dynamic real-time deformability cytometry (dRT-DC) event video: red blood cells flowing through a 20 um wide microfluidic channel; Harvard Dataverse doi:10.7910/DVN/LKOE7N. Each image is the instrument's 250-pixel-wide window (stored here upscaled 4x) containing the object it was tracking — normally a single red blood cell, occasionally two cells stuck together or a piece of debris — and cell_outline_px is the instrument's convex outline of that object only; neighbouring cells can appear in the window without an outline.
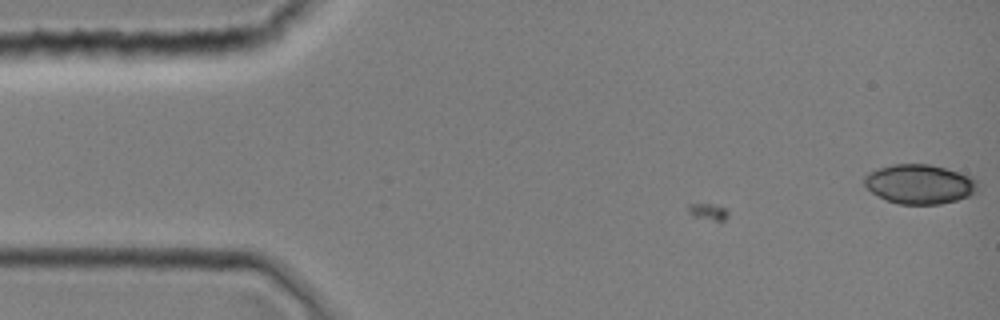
{"species": "common noctule bat (a hibernating species)", "species_latin": "Nyctalus noctula", "temperature_condition": "room temperature", "stored_images_in_passage": 38, "camera_frame_rate_fps": 3000, "um_per_image_px": 0.085, "animal": {"sex": "female", "body_mass_g": 19.0, "forearm_length_mm": 51.5}, "frame": {"image": 1, "passage_image": 1, "time_ms": 0.0, "image_size_px": [1000, 320], "cell_outline_px": [[976, 192], [972, 196], [940, 204], [900, 204], [888, 200], [872, 192], [864, 184], [864, 176], [868, 172], [876, 168], [892, 164], [932, 164], [972, 176], [976, 180]], "centroid_in_image_um": [78.17, 15.63], "position_along_channel_um": 6.8, "area_um2": 26.13}}
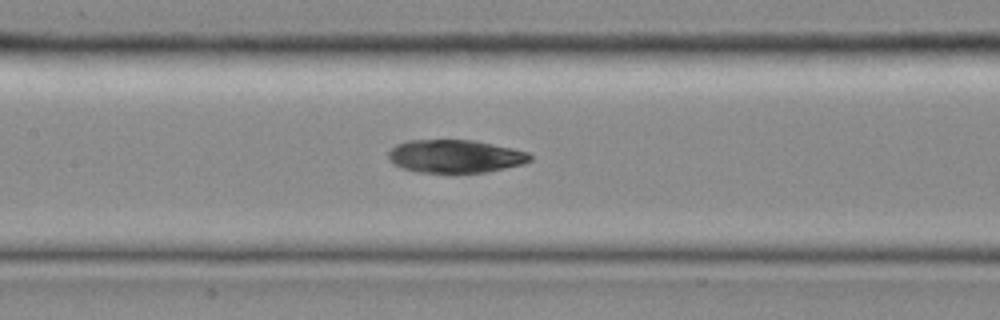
{"frame": {"image": 2, "passage_image": 18, "time_ms": 5.667, "image_size_px": [1000, 320], "cell_outline_px": [[532, 160], [524, 164], [488, 172], [416, 172], [400, 168], [388, 160], [388, 152], [396, 144], [408, 140], [476, 140], [512, 148], [528, 152], [532, 156]], "centroid_in_image_um": [38.69, 13.28], "position_along_channel_um": 168.7, "area_um2": 27.51}}
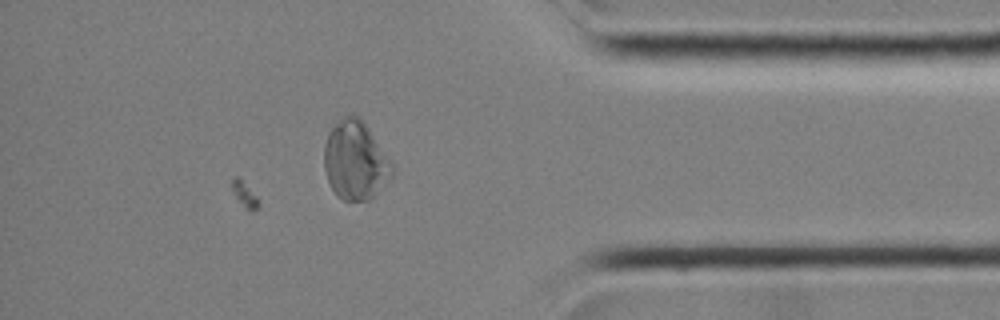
{"frame": {"image": 3, "passage_image": 33, "time_ms": 10.667, "image_size_px": [1000, 320], "cell_outline_px": [[396, 168], [392, 176], [368, 200], [344, 200], [336, 196], [328, 180], [324, 168], [324, 144], [328, 132], [344, 116], [360, 116], [392, 160]], "centroid_in_image_um": [30.22, 13.63], "position_along_channel_um": 405.0, "area_um2": 31.21}}